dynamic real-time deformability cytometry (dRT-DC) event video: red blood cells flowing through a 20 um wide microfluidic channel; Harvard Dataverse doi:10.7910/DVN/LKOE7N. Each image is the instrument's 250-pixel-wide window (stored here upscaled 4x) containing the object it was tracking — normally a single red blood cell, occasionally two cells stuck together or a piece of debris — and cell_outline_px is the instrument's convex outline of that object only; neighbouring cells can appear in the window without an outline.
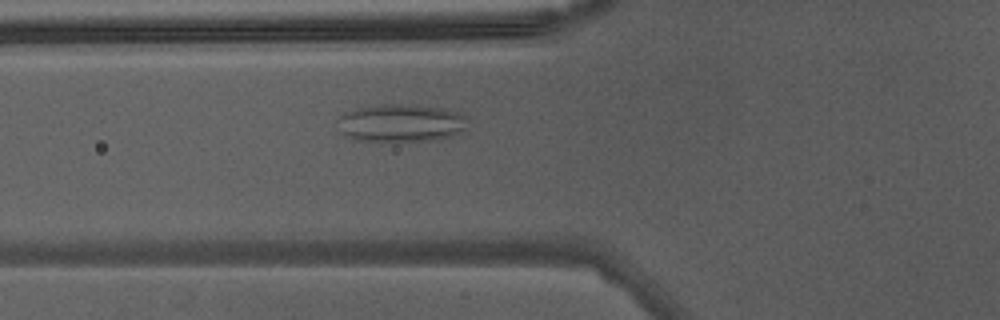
{"species": "Egyptian fruit bat (a non-hibernating species)", "species_latin": "Rousettus aegyptiacus", "temperature_condition": "warm", "stored_images_in_passage": 29, "camera_frame_rate_fps": 3000, "um_per_image_px": 0.085, "animal": {"sex": "male"}, "frame": {"image": 1, "passage_image": 5, "time_ms": 1.333, "image_size_px": [1000, 320], "cell_outline_px": [[468, 128], [452, 136], [432, 140], [388, 144], [352, 140], [344, 136], [340, 132], [340, 116], [344, 112], [356, 108], [380, 104], [400, 104], [440, 108], [460, 112], [464, 116]], "centroid_in_image_um": [34.04, 10.51], "position_along_channel_um": 91.8, "area_um2": 29.54}}